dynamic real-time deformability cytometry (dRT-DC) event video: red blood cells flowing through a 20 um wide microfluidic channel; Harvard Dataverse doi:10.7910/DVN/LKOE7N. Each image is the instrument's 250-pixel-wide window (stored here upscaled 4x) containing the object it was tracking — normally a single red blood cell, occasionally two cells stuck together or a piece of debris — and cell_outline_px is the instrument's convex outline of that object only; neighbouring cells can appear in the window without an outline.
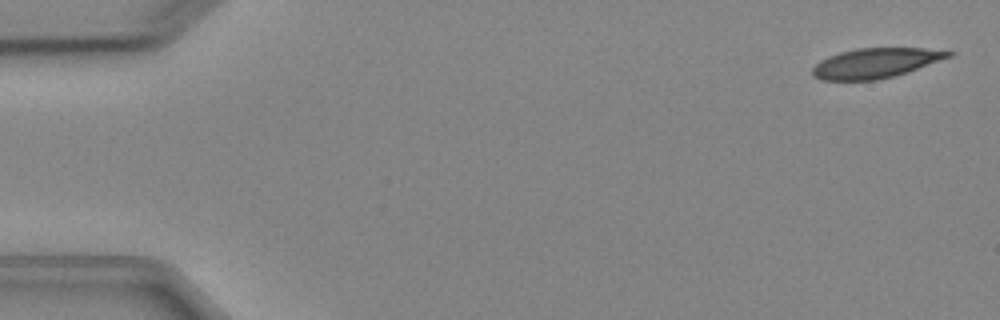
{"species": "Egyptian fruit bat (a non-hibernating species)", "species_latin": "Rousettus aegyptiacus", "temperature_condition": "cold", "stored_images_in_passage": 6, "camera_frame_rate_fps": 3000, "um_per_image_px": 0.085, "animal": {"sex": "female"}, "frame": {"image": 1, "passage_image": 1, "time_ms": 0.0, "image_size_px": [1000, 320], "cell_outline_px": [[956, 52], [952, 56], [908, 72], [896, 76], [876, 80], [820, 80], [812, 76], [812, 68], [820, 60], [828, 56], [840, 52], [856, 48], [924, 48]], "centroid_in_image_um": [74.41, 5.36], "position_along_channel_um": 10.6, "area_um2": 23.81}}
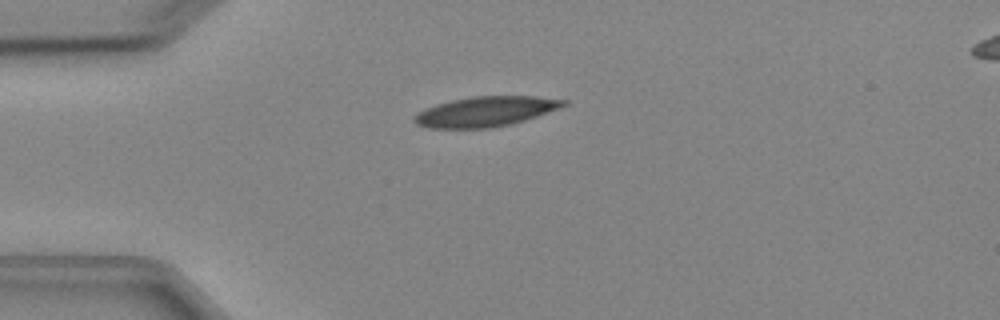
{"frame": {"image": 2, "passage_image": 4, "time_ms": 3.667, "image_size_px": [1000, 320], "cell_outline_px": [[568, 104], [560, 108], [524, 120], [508, 124], [488, 128], [428, 128], [416, 124], [412, 120], [416, 112], [424, 108], [436, 104], [452, 100], [472, 96], [536, 96], [568, 100]], "centroid_in_image_um": [41.24, 9.47], "position_along_channel_um": 43.8, "area_um2": 26.13}}